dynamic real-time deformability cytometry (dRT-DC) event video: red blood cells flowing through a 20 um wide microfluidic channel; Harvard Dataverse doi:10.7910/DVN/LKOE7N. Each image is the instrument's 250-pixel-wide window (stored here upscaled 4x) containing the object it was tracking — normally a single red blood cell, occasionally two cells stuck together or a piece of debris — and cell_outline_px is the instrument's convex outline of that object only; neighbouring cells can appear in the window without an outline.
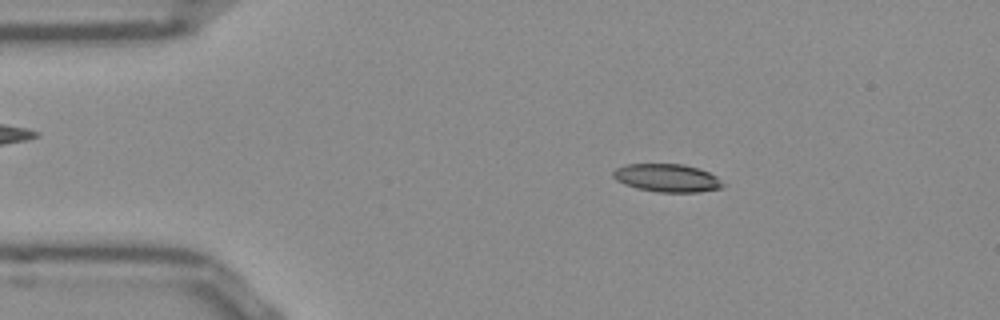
{"species": "Egyptian fruit bat (a non-hibernating species)", "species_latin": "Rousettus aegyptiacus", "temperature_condition": "room temperature", "stored_images_in_passage": 51, "camera_frame_rate_fps": 3000, "um_per_image_px": 0.085, "frame": {"image": 1, "passage_image": 8, "time_ms": 2.333, "image_size_px": [1000, 320], "cell_outline_px": [[724, 184], [720, 188], [700, 192], [656, 192], [636, 188], [624, 184], [616, 180], [612, 176], [612, 172], [616, 168], [624, 164], [684, 164], [708, 172], [716, 176]], "centroid_in_image_um": [56.65, 15.12], "position_along_channel_um": 28.3, "area_um2": 17.92}}
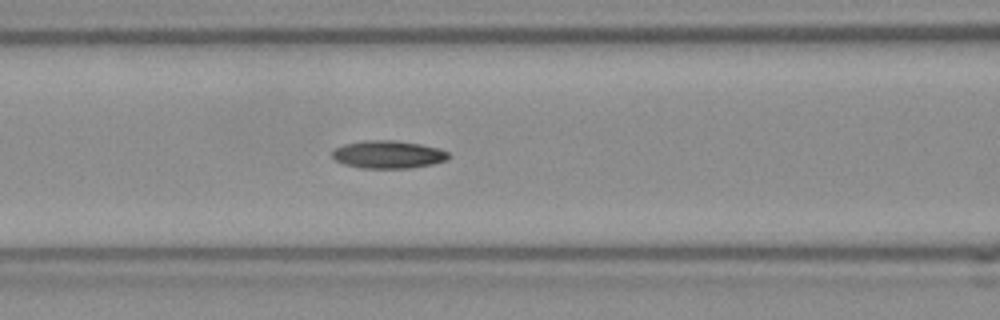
{"frame": {"image": 2, "passage_image": 20, "time_ms": 6.333, "image_size_px": [1000, 320], "cell_outline_px": [[452, 156], [448, 160], [432, 164], [408, 168], [364, 168], [344, 164], [336, 160], [332, 156], [332, 152], [336, 148], [344, 144], [364, 140], [396, 140], [420, 144], [440, 148], [448, 152]], "centroid_in_image_um": [33.04, 13.12], "position_along_channel_um": 133.6, "area_um2": 18.9}}
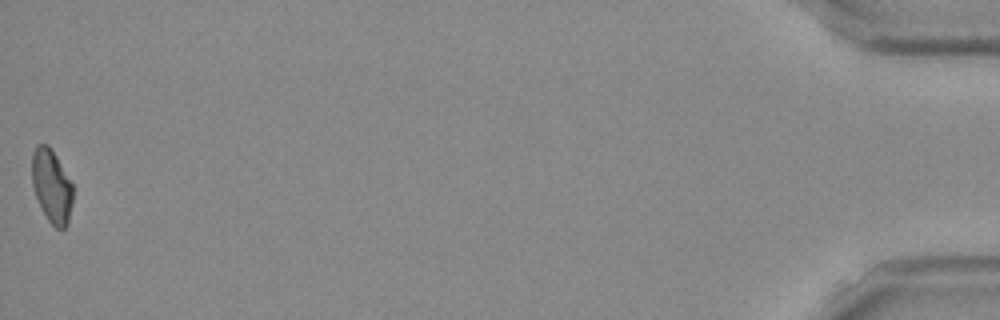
{"frame": {"image": 3, "passage_image": 51, "time_ms": 16.667, "image_size_px": [1000, 320], "cell_outline_px": [[72, 204], [68, 224], [64, 228], [56, 228], [48, 220], [36, 196], [32, 184], [32, 152], [36, 144], [48, 144], [56, 156], [72, 184]], "centroid_in_image_um": [4.38, 15.8], "position_along_channel_um": 430.8, "area_um2": 17.28}, "authors_computed_cell_mechanics": {"area_um2": 18.0914, "velocity_mm_per_s": 3.8796, "shape_relaxation_time_tau1_ms": null, "shape_relaxation_time_tau2_ms": 5.8374, "deformation_change_tau1": null, "deformation_change_tau2": 0.1328}}